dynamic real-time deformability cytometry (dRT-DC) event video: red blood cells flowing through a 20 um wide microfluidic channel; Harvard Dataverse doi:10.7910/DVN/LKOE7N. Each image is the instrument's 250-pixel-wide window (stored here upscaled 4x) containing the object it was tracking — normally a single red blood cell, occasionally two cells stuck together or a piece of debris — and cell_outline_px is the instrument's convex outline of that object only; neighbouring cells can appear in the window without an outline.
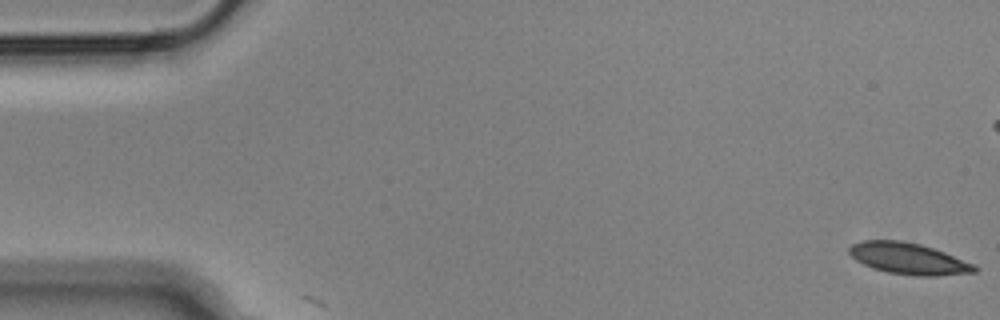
{"species": "Egyptian fruit bat (a non-hibernating species)", "species_latin": "Rousettus aegyptiacus", "temperature_condition": "cold", "stored_images_in_passage": 3, "camera_frame_rate_fps": 3000, "um_per_image_px": 0.085, "animal": {"sex": "male"}, "frame": {"image": 1, "passage_image": 1, "time_ms": 0.0, "image_size_px": [1000, 320], "cell_outline_px": [[980, 268], [976, 272], [936, 276], [916, 276], [888, 272], [872, 268], [856, 260], [848, 252], [848, 248], [852, 244], [860, 240], [900, 240], [920, 244], [944, 252], [976, 264]], "centroid_in_image_um": [77.24, 21.98], "position_along_channel_um": 7.8, "area_um2": 23.06}}